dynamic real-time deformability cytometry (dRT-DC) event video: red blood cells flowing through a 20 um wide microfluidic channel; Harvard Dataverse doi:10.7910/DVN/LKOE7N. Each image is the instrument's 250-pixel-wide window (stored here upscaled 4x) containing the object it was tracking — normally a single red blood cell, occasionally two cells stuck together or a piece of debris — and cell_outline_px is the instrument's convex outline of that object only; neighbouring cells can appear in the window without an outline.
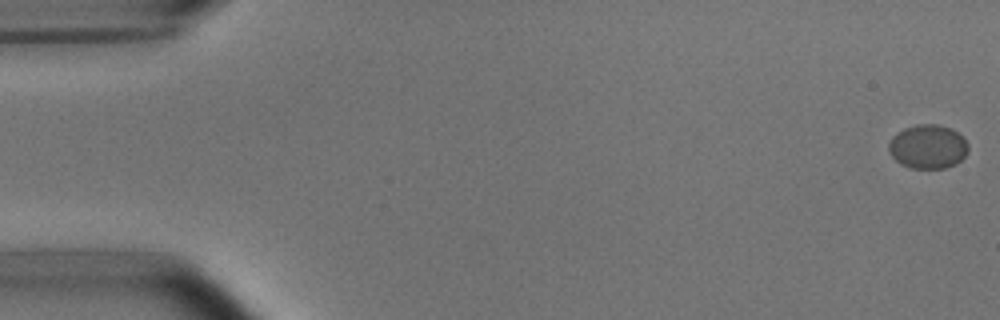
{"species": "common noctule bat (a hibernating species)", "species_latin": "Nyctalus noctula", "temperature_condition": "room temperature", "stored_images_in_passage": 4, "camera_frame_rate_fps": 3000, "um_per_image_px": 0.085, "animal": {"sex": "male", "body_mass_g": 15.6}, "frame": {"image": 1, "passage_image": 1, "time_ms": 0.0, "image_size_px": [1000, 320], "cell_outline_px": [[968, 152], [956, 164], [944, 168], [912, 168], [900, 164], [892, 156], [888, 148], [888, 144], [892, 136], [904, 128], [916, 124], [936, 124], [952, 128], [964, 136], [968, 144]], "centroid_in_image_um": [78.89, 12.45], "position_along_channel_um": 6.1, "area_um2": 20.58}}